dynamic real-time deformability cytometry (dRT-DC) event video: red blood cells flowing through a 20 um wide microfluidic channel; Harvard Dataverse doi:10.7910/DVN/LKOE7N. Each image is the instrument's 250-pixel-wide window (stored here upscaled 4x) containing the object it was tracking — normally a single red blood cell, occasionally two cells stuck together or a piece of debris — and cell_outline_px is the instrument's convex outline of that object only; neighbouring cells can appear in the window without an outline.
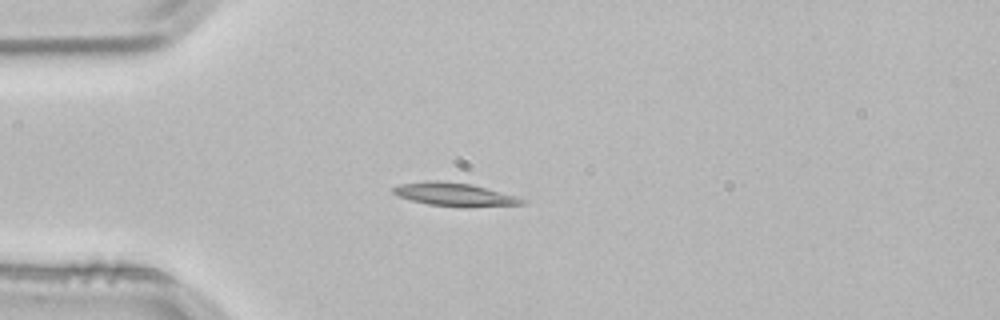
{"species": "common noctule bat (a hibernating species)", "species_latin": "Nyctalus noctula", "temperature_condition": "room temperature", "stored_images_in_passage": 2, "camera_frame_rate_fps": 3000, "um_per_image_px": 0.085, "animal": {"sex": "male", "body_mass_g": 21.5, "forearm_length_mm": 52.0}, "frame": {"image": 1, "passage_image": 2, "time_ms": 0.333, "image_size_px": [1000, 320], "cell_outline_px": [[528, 200], [524, 204], [428, 204], [412, 200], [400, 196], [392, 192], [392, 188], [400, 184], [424, 180], [440, 180], [472, 184], [516, 196]], "centroid_in_image_um": [38.54, 16.45], "position_along_channel_um": 46.5, "area_um2": 16.3}}